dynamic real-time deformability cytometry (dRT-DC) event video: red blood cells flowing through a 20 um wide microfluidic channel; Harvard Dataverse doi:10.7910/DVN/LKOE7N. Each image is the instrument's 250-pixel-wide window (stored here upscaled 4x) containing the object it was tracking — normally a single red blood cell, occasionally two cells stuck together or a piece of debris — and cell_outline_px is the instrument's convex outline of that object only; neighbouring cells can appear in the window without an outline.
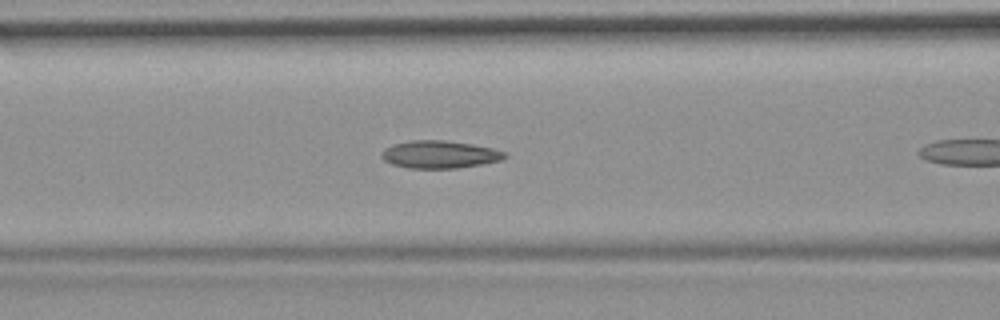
{"species": "common noctule bat (a hibernating species)", "species_latin": "Nyctalus noctula", "temperature_condition": "room temperature", "stored_images_in_passage": 10, "camera_frame_rate_fps": 3000, "um_per_image_px": 0.085, "animal": {"sex": "female", "body_mass_g": 19.9}, "frame": {"image": 1, "passage_image": 9, "time_ms": 2.667, "image_size_px": [1000, 320], "cell_outline_px": [[508, 156], [500, 160], [480, 164], [456, 168], [408, 168], [392, 164], [384, 160], [380, 156], [380, 152], [384, 148], [392, 144], [412, 140], [444, 140], [472, 144], [492, 148], [508, 152]], "centroid_in_image_um": [37.34, 13.12], "position_along_channel_um": 129.3, "area_um2": 19.88}}